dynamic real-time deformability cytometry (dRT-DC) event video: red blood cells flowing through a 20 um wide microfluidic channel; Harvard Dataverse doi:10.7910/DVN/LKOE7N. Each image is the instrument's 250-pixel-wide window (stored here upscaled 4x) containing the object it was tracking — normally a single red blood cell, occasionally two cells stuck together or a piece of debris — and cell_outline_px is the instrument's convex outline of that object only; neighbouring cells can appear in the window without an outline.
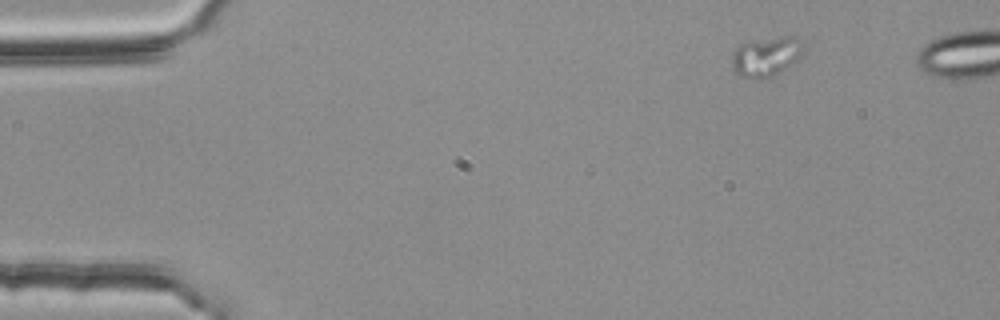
{"species": "common noctule bat (a hibernating species)", "species_latin": "Nyctalus noctula", "temperature_condition": "room temperature", "stored_images_in_passage": 3, "camera_frame_rate_fps": 3000, "um_per_image_px": 0.085, "animal": {"sex": "female", "body_mass_g": 25.1}, "frame": {"image": 1, "passage_image": 1, "time_ms": 0.0, "image_size_px": [1000, 320], "cell_outline_px": [[804, 48], [800, 60], [780, 72], [772, 76], [752, 80], [740, 76], [732, 68], [732, 52], [740, 44], [780, 36], [796, 36], [804, 40]], "centroid_in_image_um": [65.18, 4.81], "position_along_channel_um": 19.8, "area_um2": 16.88}}